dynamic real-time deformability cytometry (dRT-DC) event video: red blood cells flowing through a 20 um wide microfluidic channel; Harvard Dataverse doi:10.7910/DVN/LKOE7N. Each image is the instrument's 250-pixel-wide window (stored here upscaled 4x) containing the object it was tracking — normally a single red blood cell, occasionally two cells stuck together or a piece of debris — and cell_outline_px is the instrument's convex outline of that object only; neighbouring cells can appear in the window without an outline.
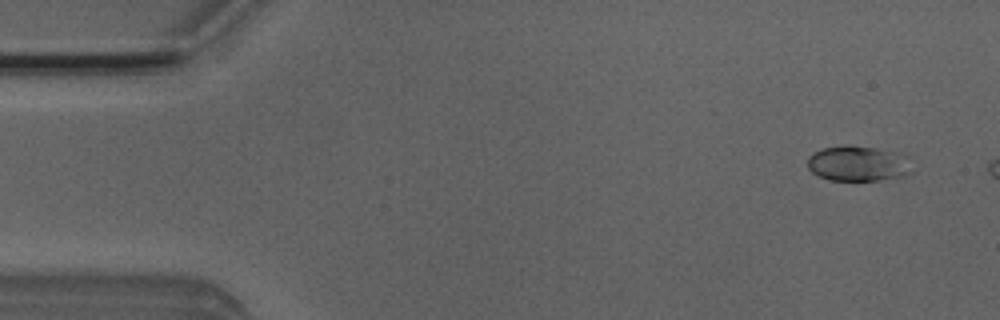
{"species": "Egyptian fruit bat (a non-hibernating species)", "species_latin": "Rousettus aegyptiacus", "temperature_condition": "room temperature", "stored_images_in_passage": 6, "camera_frame_rate_fps": 3000, "um_per_image_px": 0.085, "animal": {"sex": "male"}, "frame": {"image": 1, "passage_image": 1, "time_ms": 0.0, "image_size_px": [1000, 320], "cell_outline_px": [[912, 172], [904, 176], [880, 180], [828, 180], [812, 172], [808, 168], [808, 156], [812, 152], [824, 148], [844, 144], [848, 144], [900, 152], [912, 156]], "centroid_in_image_um": [73.01, 13.88], "position_along_channel_um": 12.0, "area_um2": 22.14}}